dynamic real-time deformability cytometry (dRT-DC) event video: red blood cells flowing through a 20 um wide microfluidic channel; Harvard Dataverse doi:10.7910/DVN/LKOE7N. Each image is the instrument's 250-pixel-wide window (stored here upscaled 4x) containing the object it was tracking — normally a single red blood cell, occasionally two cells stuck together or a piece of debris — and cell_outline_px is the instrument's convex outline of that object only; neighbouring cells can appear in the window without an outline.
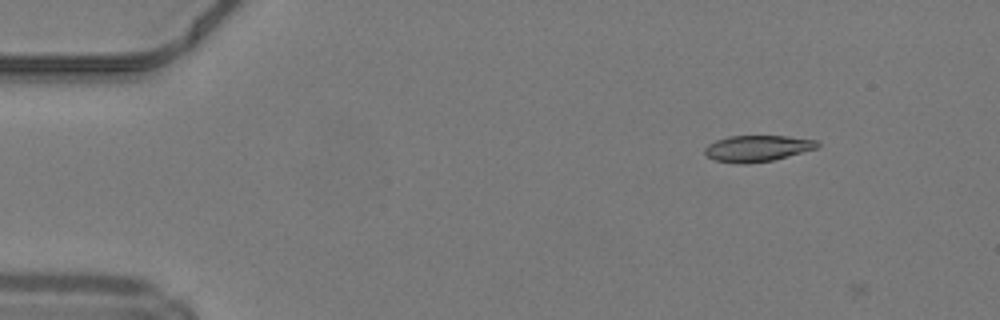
{"species": "common noctule bat (a hibernating species)", "species_latin": "Nyctalus noctula", "temperature_condition": "warm", "stored_images_in_passage": 6, "camera_frame_rate_fps": 3000, "um_per_image_px": 0.085, "animal": {"sex": "male", "body_mass_g": 19.2, "forearm_length_mm": 51.8}, "frame": {"image": 1, "passage_image": 1, "time_ms": 0.0, "image_size_px": [1000, 320], "cell_outline_px": [[820, 144], [816, 148], [772, 160], [748, 164], [740, 164], [712, 160], [704, 152], [704, 148], [708, 144], [716, 140], [728, 136], [788, 136], [816, 140]], "centroid_in_image_um": [64.32, 12.61], "position_along_channel_um": 20.7, "area_um2": 17.17}}